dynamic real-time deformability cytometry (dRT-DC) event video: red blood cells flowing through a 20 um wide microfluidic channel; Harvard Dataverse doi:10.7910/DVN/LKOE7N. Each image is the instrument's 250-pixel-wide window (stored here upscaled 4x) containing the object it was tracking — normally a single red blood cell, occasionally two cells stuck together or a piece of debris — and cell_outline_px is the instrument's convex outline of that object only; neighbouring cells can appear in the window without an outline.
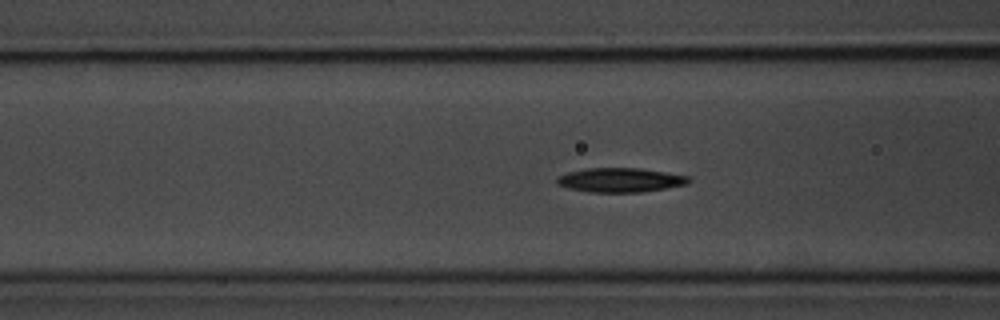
{"species": "common noctule bat (a hibernating species)", "species_latin": "Nyctalus noctula", "temperature_condition": "room temperature", "stored_images_in_passage": 57, "segment_of_instrument_passage": [1, 2], "camera_frame_rate_fps": 3000, "um_per_image_px": 0.085, "animal": {"sex": "male", "body_mass_g": 20.1, "forearm_length_mm": 53.5}, "frame": {"image": 1, "passage_image": 21, "time_ms": 6.667, "image_size_px": [1000, 320], "cell_outline_px": [[692, 180], [688, 184], [640, 192], [588, 192], [568, 188], [556, 184], [556, 176], [568, 172], [588, 168], [640, 168], [688, 176]], "centroid_in_image_um": [52.69, 15.3], "position_along_channel_um": 113.9, "area_um2": 18.61}}
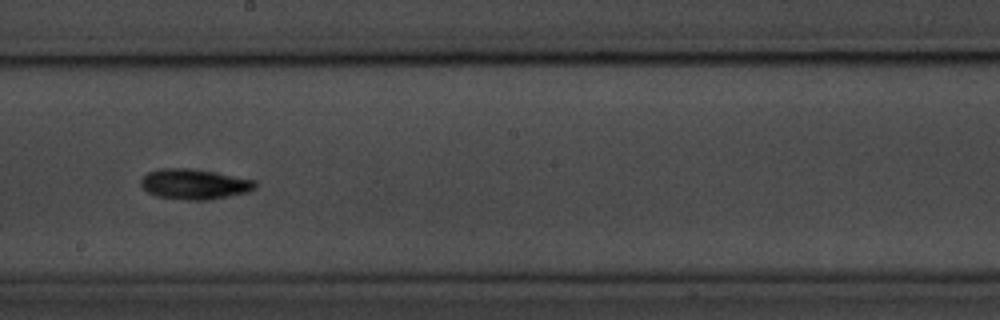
{"frame": {"image": 2, "passage_image": 31, "time_ms": 10.0, "image_size_px": [1000, 320], "cell_outline_px": [[256, 188], [248, 192], [228, 196], [204, 200], [184, 200], [156, 196], [148, 192], [140, 184], [140, 180], [148, 172], [160, 168], [188, 168], [212, 172], [256, 180]], "centroid_in_image_um": [16.5, 15.65], "position_along_channel_um": 231.7, "area_um2": 20.06}}
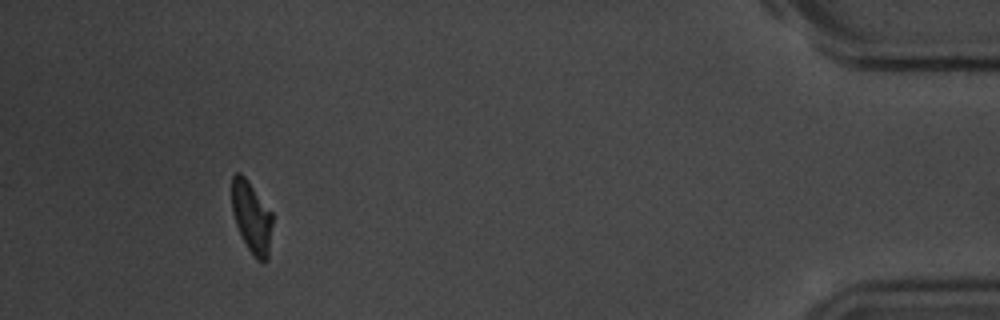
{"frame": {"image": 3, "passage_image": 52, "time_ms": 17.0, "image_size_px": [1000, 320], "cell_outline_px": [[272, 224], [268, 260], [264, 264], [256, 260], [248, 248], [236, 224], [232, 212], [232, 176], [236, 172], [240, 172], [248, 180], [272, 212]], "centroid_in_image_um": [21.4, 18.47], "position_along_channel_um": 413.8, "area_um2": 16.99}}